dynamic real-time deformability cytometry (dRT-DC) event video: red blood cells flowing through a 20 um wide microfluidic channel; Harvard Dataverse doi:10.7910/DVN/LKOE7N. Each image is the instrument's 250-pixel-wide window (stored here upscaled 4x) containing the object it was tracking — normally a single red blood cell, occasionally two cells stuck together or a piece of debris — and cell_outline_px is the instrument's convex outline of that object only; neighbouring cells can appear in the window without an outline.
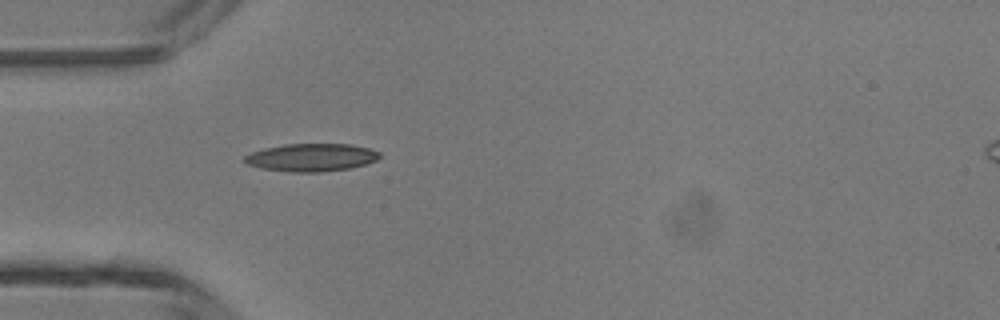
{"species": "common noctule bat (a hibernating species)", "species_latin": "Nyctalus noctula", "temperature_condition": "room temperature", "stored_images_in_passage": 34, "camera_frame_rate_fps": 3000, "um_per_image_px": 0.085, "animal": {"sex": "male", "body_mass_g": 13.3}, "frame": {"image": 1, "passage_image": 1, "time_ms": 0.0, "image_size_px": [1000, 320], "cell_outline_px": [[380, 156], [376, 160], [352, 168], [320, 172], [292, 172], [260, 168], [248, 164], [244, 160], [244, 156], [252, 152], [264, 148], [284, 144], [348, 144], [368, 148], [380, 152]], "centroid_in_image_um": [26.46, 13.38], "position_along_channel_um": 58.5, "area_um2": 21.79}}
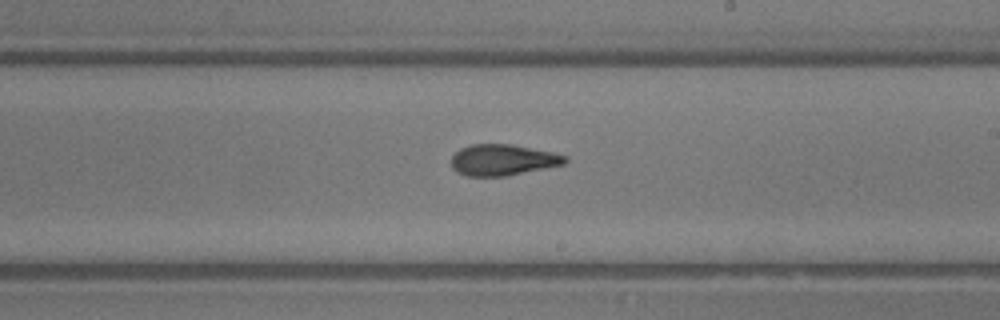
{"frame": {"image": 2, "passage_image": 14, "time_ms": 4.333, "image_size_px": [1000, 320], "cell_outline_px": [[568, 160], [564, 164], [508, 176], [468, 176], [456, 172], [452, 168], [452, 156], [460, 148], [472, 144], [512, 144], [552, 152], [568, 156]], "centroid_in_image_um": [42.74, 13.59], "position_along_channel_um": 246.3, "area_um2": 20.69}}
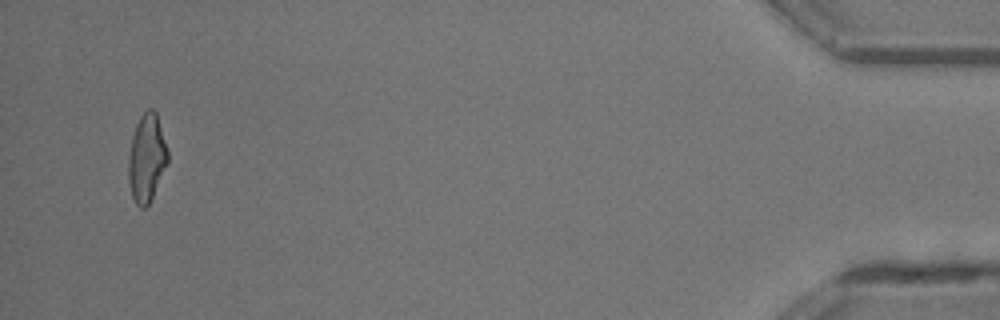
{"frame": {"image": 3, "passage_image": 32, "time_ms": 10.333, "image_size_px": [1000, 320], "cell_outline_px": [[168, 164], [148, 204], [144, 208], [140, 208], [136, 204], [132, 196], [128, 180], [128, 160], [132, 136], [136, 124], [140, 116], [148, 108], [152, 108], [156, 112], [168, 152]], "centroid_in_image_um": [12.46, 13.43], "position_along_channel_um": 422.7, "area_um2": 20.0}, "authors_computed_cell_mechanics": {"area_um2": 20.6924, "velocity_mm_per_s": 4.392, "shape_relaxation_time_tau1_ms": 4.116, "shape_relaxation_time_tau2_ms": 2.1711, "deformation_change_tau1": 0.1464, "deformation_change_tau2": 0.1041}}